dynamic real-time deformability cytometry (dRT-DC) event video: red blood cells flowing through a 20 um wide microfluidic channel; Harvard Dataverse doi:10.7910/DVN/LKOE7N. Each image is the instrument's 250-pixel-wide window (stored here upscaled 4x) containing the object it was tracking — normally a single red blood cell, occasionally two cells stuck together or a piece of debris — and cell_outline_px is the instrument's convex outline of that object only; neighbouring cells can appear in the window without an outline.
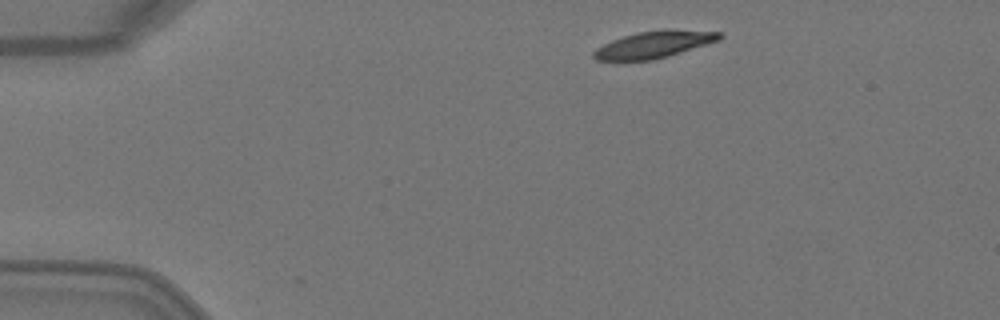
{"species": "Egyptian fruit bat (a non-hibernating species)", "species_latin": "Rousettus aegyptiacus", "temperature_condition": "warm", "stored_images_in_passage": 4, "camera_frame_rate_fps": 3000, "um_per_image_px": 0.085, "animal": {"sex": "female"}, "frame": {"image": 1, "passage_image": 1, "time_ms": 0.0, "image_size_px": [1000, 320], "cell_outline_px": [[724, 36], [720, 40], [668, 56], [652, 60], [596, 60], [592, 56], [592, 52], [596, 48], [612, 40], [636, 32], [664, 28], [720, 32]], "centroid_in_image_um": [55.61, 3.76], "position_along_channel_um": 29.4, "area_um2": 19.83}}
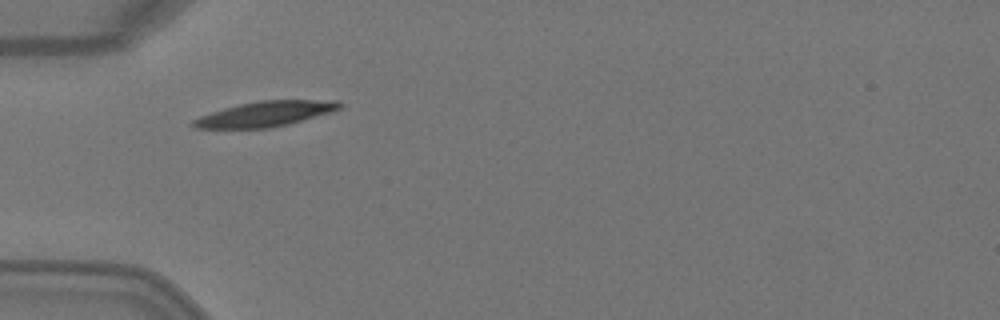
{"frame": {"image": 2, "passage_image": 3, "time_ms": 0.667, "image_size_px": [1000, 320], "cell_outline_px": [[344, 104], [340, 108], [332, 112], [288, 124], [268, 128], [196, 128], [188, 124], [192, 120], [200, 116], [224, 108], [240, 104], [260, 100], [340, 100]], "centroid_in_image_um": [22.57, 9.68], "position_along_channel_um": 62.4, "area_um2": 21.5}}
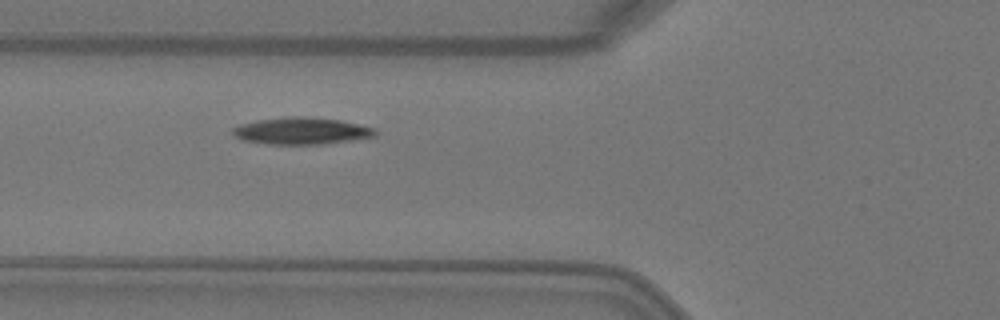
{"frame": {"image": 3, "passage_image": 4, "time_ms": 1.0, "image_size_px": [1000, 320], "cell_outline_px": [[376, 136], [352, 140], [320, 144], [268, 144], [244, 140], [236, 136], [232, 132], [232, 128], [240, 124], [256, 120], [288, 116], [296, 116], [340, 120], [376, 128]], "centroid_in_image_um": [25.62, 11.12], "position_along_channel_um": 100.2, "area_um2": 22.2}}